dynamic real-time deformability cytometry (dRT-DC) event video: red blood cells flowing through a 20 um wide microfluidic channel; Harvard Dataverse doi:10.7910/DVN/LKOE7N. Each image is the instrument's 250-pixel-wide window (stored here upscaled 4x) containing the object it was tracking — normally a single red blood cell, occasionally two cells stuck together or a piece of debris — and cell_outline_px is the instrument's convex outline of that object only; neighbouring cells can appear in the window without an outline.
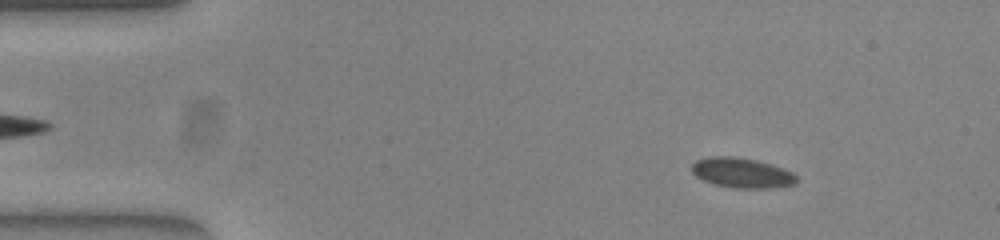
{"species": "common noctule bat (a hibernating species)", "species_latin": "Nyctalus noctula", "temperature_condition": "warm", "stored_images_in_passage": 53, "camera_frame_rate_fps": 3000, "um_per_image_px": 0.085, "animal": {"sex": "female", "body_mass_g": 23.0, "forearm_length_mm": 53.4}, "frame": {"image": 1, "passage_image": 7, "time_ms": 2.0, "image_size_px": [1000, 240], "cell_outline_px": [[796, 184], [776, 188], [732, 188], [716, 184], [704, 180], [696, 176], [692, 172], [692, 164], [696, 160], [712, 156], [732, 156], [756, 160], [772, 164], [792, 172], [796, 176]], "centroid_in_image_um": [63.08, 14.69], "position_along_channel_um": 21.9, "area_um2": 18.32}}
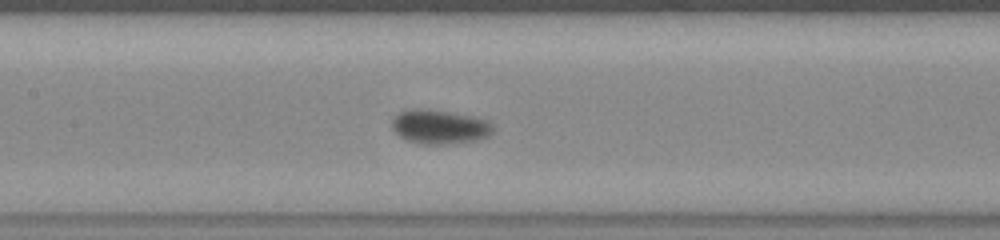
{"frame": {"image": 2, "passage_image": 25, "time_ms": 8.0, "image_size_px": [1000, 240], "cell_outline_px": [[492, 132], [488, 136], [476, 140], [452, 144], [420, 144], [408, 140], [400, 136], [392, 128], [392, 120], [400, 112], [448, 112], [472, 116], [484, 120], [492, 124]], "centroid_in_image_um": [37.41, 10.85], "position_along_channel_um": 170.0, "area_um2": 19.07}}
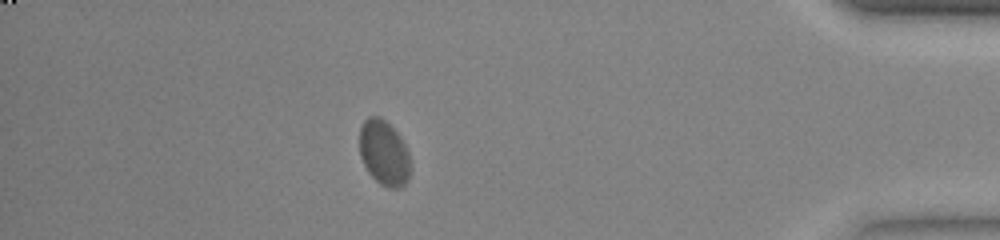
{"frame": {"image": 3, "passage_image": 47, "time_ms": 15.333, "image_size_px": [1000, 240], "cell_outline_px": [[408, 180], [400, 188], [388, 188], [380, 184], [368, 172], [360, 156], [360, 128], [364, 120], [368, 116], [376, 116], [384, 120], [400, 136], [408, 148]], "centroid_in_image_um": [32.62, 13.0], "position_along_channel_um": 402.6, "area_um2": 19.07}, "authors_computed_cell_mechanics": {"area_um2": 18.4382, "velocity_mm_per_s": 3.8098, "shape_relaxation_time_tau1_ms": 3.2415, "shape_relaxation_time_tau2_ms": null, "deformation_change_tau1": 0.1016, "deformation_change_tau2": null}}